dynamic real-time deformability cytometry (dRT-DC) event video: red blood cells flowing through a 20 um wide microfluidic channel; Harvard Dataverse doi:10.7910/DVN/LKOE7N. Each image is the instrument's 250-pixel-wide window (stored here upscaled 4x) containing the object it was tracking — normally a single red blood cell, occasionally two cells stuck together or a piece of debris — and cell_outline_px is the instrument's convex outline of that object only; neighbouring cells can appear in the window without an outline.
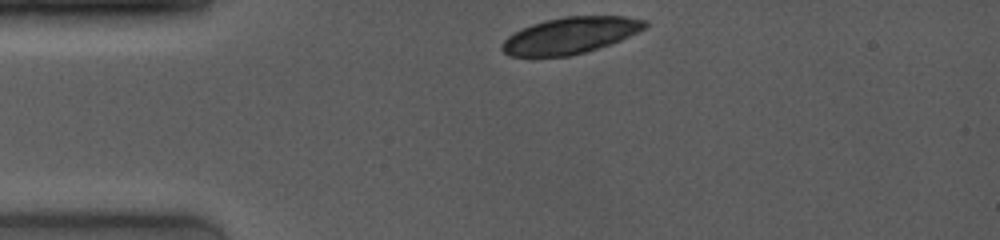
{"species": "common noctule bat (a hibernating species)", "species_latin": "Nyctalus noctula", "temperature_condition": "room temperature", "stored_images_in_passage": 4, "camera_frame_rate_fps": 4000, "um_per_image_px": 0.085, "animal": {"sex": "female", "body_mass_g": 19.0, "forearm_length_mm": 53.3}, "frame": {"image": 1, "passage_image": 1, "time_ms": 0.0, "image_size_px": [1000, 240], "cell_outline_px": [[648, 24], [644, 28], [620, 40], [584, 52], [568, 56], [508, 56], [500, 48], [500, 44], [512, 32], [532, 24], [564, 16], [624, 16], [648, 20]], "centroid_in_image_um": [48.44, 3.0], "position_along_channel_um": 36.6, "area_um2": 30.11}}